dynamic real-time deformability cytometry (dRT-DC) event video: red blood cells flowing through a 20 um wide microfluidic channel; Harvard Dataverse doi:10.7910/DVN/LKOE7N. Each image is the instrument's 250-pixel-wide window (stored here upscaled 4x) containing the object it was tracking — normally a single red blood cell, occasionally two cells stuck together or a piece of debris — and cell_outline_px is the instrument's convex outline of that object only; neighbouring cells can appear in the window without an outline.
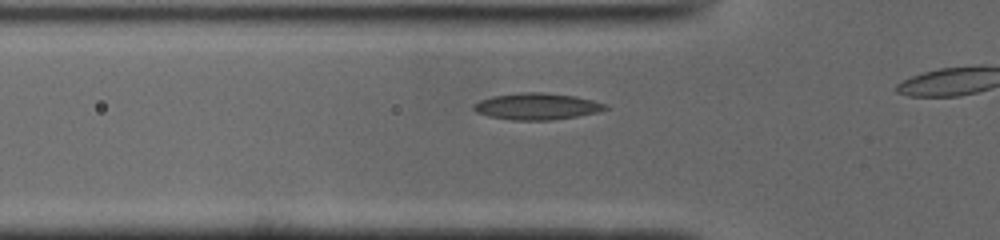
{"species": "common noctule bat (a hibernating species)", "species_latin": "Nyctalus noctula", "temperature_condition": "cold", "stored_images_in_passage": 12, "camera_frame_rate_fps": 3000, "um_per_image_px": 0.085, "animal": {"sex": "male", "body_mass_g": 19.0, "forearm_length_mm": 50.8}, "frame": {"image": 1, "passage_image": 7, "time_ms": 2.0, "image_size_px": [1000, 240], "cell_outline_px": [[608, 108], [596, 112], [576, 116], [552, 120], [512, 120], [488, 116], [476, 112], [472, 108], [472, 104], [480, 100], [492, 96], [520, 92], [544, 92], [576, 96], [608, 104]], "centroid_in_image_um": [45.6, 9.03], "position_along_channel_um": 80.2, "area_um2": 20.46}}
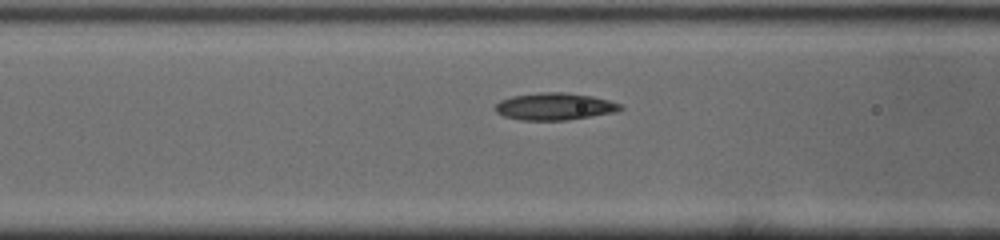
{"frame": {"image": 2, "passage_image": 10, "time_ms": 3.0, "image_size_px": [1000, 240], "cell_outline_px": [[624, 108], [616, 112], [568, 120], [520, 120], [504, 116], [496, 112], [492, 108], [500, 100], [512, 96], [540, 92], [564, 92], [592, 96], [608, 100], [620, 104]], "centroid_in_image_um": [47.12, 9.05], "position_along_channel_um": 119.5, "area_um2": 19.88}}